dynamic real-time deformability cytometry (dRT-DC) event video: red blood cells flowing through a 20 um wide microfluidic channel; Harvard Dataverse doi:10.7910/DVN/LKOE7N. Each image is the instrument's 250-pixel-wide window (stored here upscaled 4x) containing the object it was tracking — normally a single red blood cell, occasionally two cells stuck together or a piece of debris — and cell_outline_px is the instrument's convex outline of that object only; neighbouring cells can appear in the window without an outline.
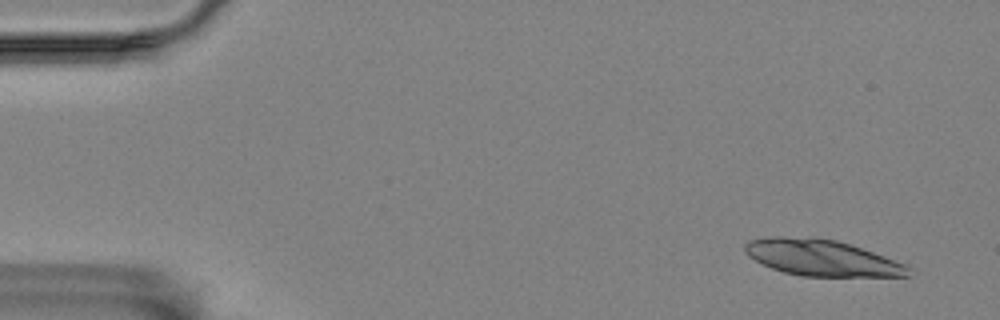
{"species": "Egyptian fruit bat (a non-hibernating species)", "species_latin": "Rousettus aegyptiacus", "temperature_condition": "room temperature", "stored_images_in_passage": 6, "camera_frame_rate_fps": 3000, "um_per_image_px": 0.085, "animal": {"sex": "female"}, "frame": {"image": 1, "passage_image": 1, "time_ms": 0.0, "image_size_px": [1000, 320], "cell_outline_px": [[908, 276], [800, 276], [784, 272], [772, 268], [748, 256], [744, 252], [744, 244], [748, 240], [768, 236], [812, 236], [836, 240], [872, 252], [904, 264], [908, 268]], "centroid_in_image_um": [69.73, 21.89], "position_along_channel_um": 15.3, "area_um2": 34.22}}